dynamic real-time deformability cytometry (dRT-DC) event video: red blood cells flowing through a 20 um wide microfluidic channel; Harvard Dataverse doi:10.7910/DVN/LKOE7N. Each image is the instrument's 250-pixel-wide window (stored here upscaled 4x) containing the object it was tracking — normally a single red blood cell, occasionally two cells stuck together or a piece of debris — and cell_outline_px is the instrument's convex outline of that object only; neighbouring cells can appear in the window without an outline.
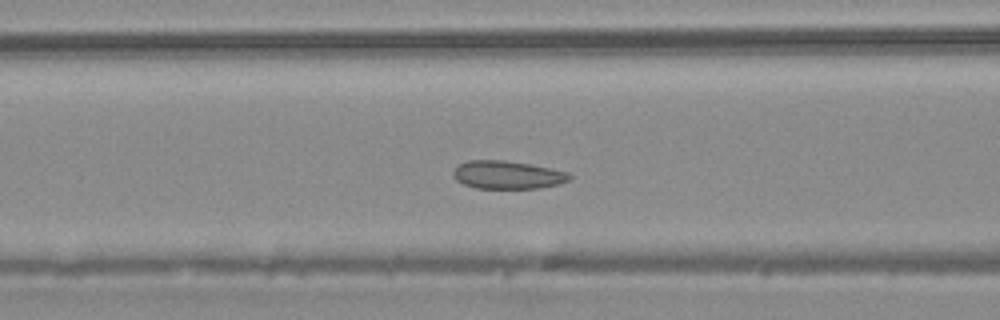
{"species": "common noctule bat (a hibernating species)", "species_latin": "Nyctalus noctula", "temperature_condition": "warm", "stored_images_in_passage": 48, "camera_frame_rate_fps": 3000, "um_per_image_px": 0.085, "animal": {"sex": "male", "body_mass_g": 20.4}, "frame": {"image": 1, "passage_image": 18, "time_ms": 5.667, "image_size_px": [1000, 320], "cell_outline_px": [[572, 176], [568, 180], [560, 184], [540, 188], [476, 188], [464, 184], [456, 180], [452, 176], [452, 172], [460, 164], [468, 160], [504, 160], [528, 164], [568, 172]], "centroid_in_image_um": [43.12, 14.87], "position_along_channel_um": 123.5, "area_um2": 18.9}}
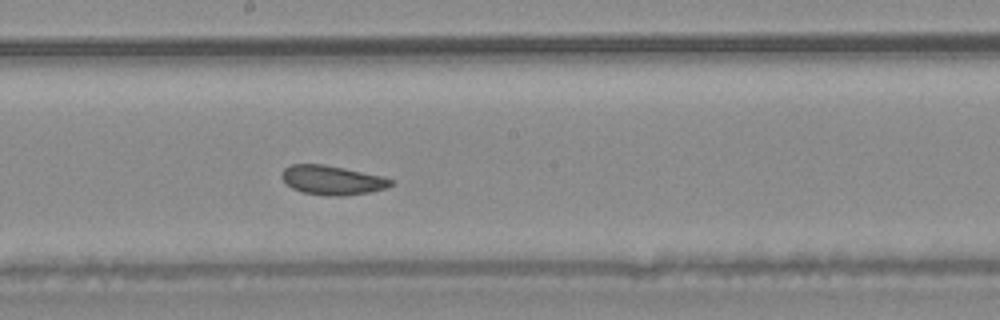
{"frame": {"image": 2, "passage_image": 25, "time_ms": 8.0, "image_size_px": [1000, 320], "cell_outline_px": [[392, 184], [388, 188], [368, 192], [344, 196], [328, 196], [300, 192], [292, 188], [280, 176], [280, 172], [284, 168], [292, 164], [324, 164], [384, 176], [392, 180]], "centroid_in_image_um": [28.22, 15.31], "position_along_channel_um": 220.0, "area_um2": 18.73}}
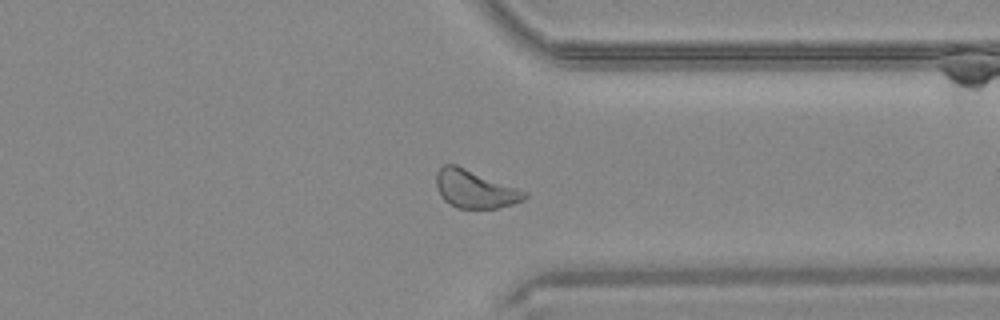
{"frame": {"image": 3, "passage_image": 36, "time_ms": 11.667, "image_size_px": [1000, 320], "cell_outline_px": [[528, 196], [524, 200], [512, 204], [496, 208], [456, 208], [444, 200], [436, 188], [436, 172], [444, 164], [456, 164], [528, 192]], "centroid_in_image_um": [40.35, 16.07], "position_along_channel_um": 371.0, "area_um2": 19.54}, "authors_computed_cell_mechanics": {"area_um2": 20.3456, "velocity_mm_per_s": 4.1496, "shape_relaxation_time_tau1_ms": null, "shape_relaxation_time_tau2_ms": 2.2317, "deformation_change_tau1": null, "deformation_change_tau2": 0.0621}}